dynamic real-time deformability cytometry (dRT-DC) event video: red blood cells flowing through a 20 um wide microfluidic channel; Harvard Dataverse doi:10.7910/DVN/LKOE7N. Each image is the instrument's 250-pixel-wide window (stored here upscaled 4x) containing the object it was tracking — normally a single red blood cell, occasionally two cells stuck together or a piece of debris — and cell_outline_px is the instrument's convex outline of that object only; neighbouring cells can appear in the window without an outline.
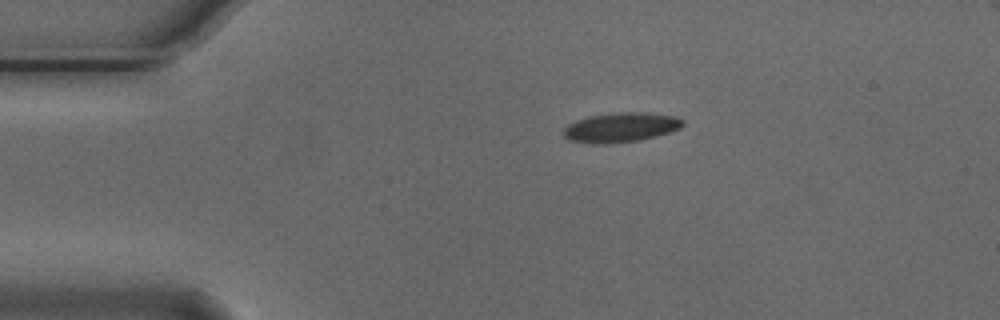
{"species": "Egyptian fruit bat (a non-hibernating species)", "species_latin": "Rousettus aegyptiacus", "temperature_condition": "cold", "stored_images_in_passage": 4, "camera_frame_rate_fps": 3000, "um_per_image_px": 0.085, "animal": {"sex": "male"}, "frame": {"image": 1, "passage_image": 1, "time_ms": 0.0, "image_size_px": [1000, 320], "cell_outline_px": [[684, 124], [680, 128], [656, 136], [640, 140], [608, 144], [592, 144], [568, 140], [564, 136], [564, 128], [568, 124], [576, 120], [588, 116], [612, 112], [644, 112], [676, 116], [684, 120]], "centroid_in_image_um": [52.75, 10.82], "position_along_channel_um": 32.2, "area_um2": 20.81}}
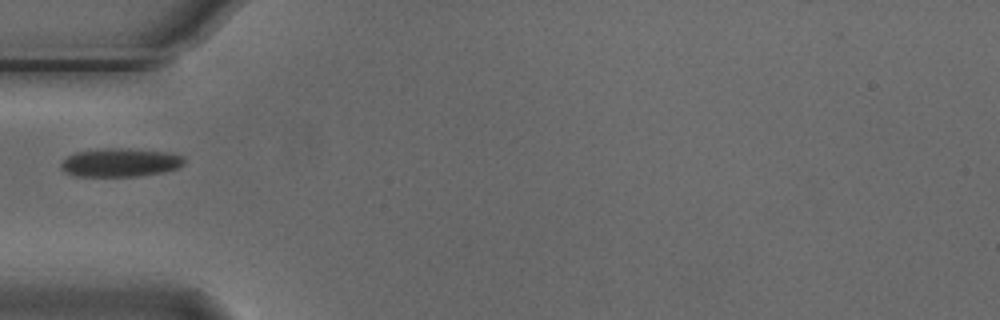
{"frame": {"image": 2, "passage_image": 3, "time_ms": 0.667, "image_size_px": [1000, 320], "cell_outline_px": [[184, 164], [176, 168], [164, 172], [136, 176], [76, 176], [64, 172], [60, 168], [60, 164], [68, 156], [76, 152], [104, 148], [128, 148], [172, 152], [184, 156]], "centroid_in_image_um": [10.24, 13.8], "position_along_channel_um": 74.8, "area_um2": 20.63}}
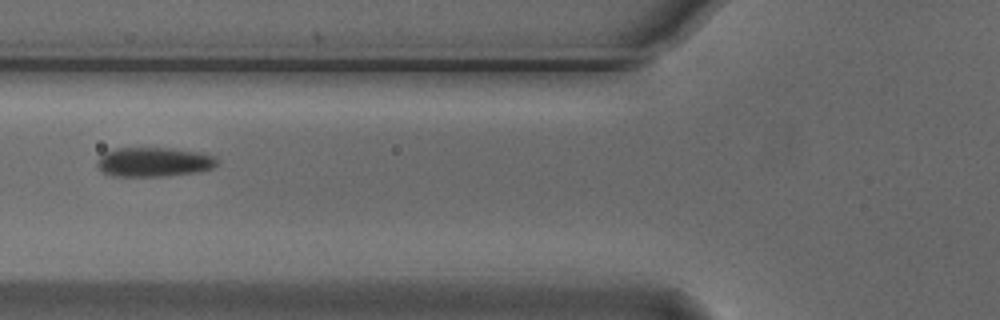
{"frame": {"image": 3, "passage_image": 4, "time_ms": 1.0, "image_size_px": [1000, 320], "cell_outline_px": [[216, 164], [212, 168], [200, 172], [164, 176], [112, 176], [100, 172], [96, 164], [96, 160], [104, 152], [116, 148], [168, 148], [200, 152], [216, 156]], "centroid_in_image_um": [13.04, 13.77], "position_along_channel_um": 112.8, "area_um2": 20.75}}